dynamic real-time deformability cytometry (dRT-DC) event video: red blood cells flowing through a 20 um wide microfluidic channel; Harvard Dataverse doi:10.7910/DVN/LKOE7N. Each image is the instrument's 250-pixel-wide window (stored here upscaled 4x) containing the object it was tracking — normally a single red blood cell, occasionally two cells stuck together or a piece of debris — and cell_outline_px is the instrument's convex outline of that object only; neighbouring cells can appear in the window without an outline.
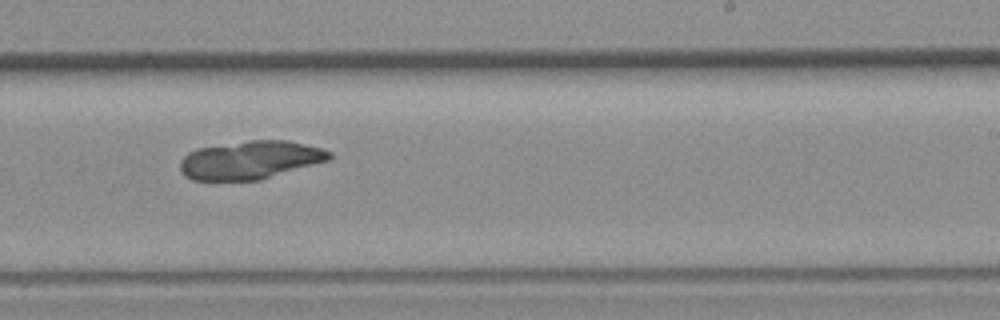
{"species": "common noctule bat (a hibernating species)", "species_latin": "Nyctalus noctula", "temperature_condition": "room temperature", "stored_images_in_passage": 34, "camera_frame_rate_fps": 3000, "um_per_image_px": 0.085, "animal": {"sex": "female", "body_mass_g": 19.3, "forearm_length_mm": 54.1}, "frame": {"image": 1, "passage_image": 17, "time_ms": 5.333, "image_size_px": [1000, 320], "cell_outline_px": [[332, 156], [328, 160], [260, 180], [192, 180], [184, 176], [180, 172], [180, 160], [188, 152], [196, 148], [248, 140], [288, 140], [324, 148], [332, 152]], "centroid_in_image_um": [21.25, 13.59], "position_along_channel_um": 267.7, "area_um2": 33.47}}
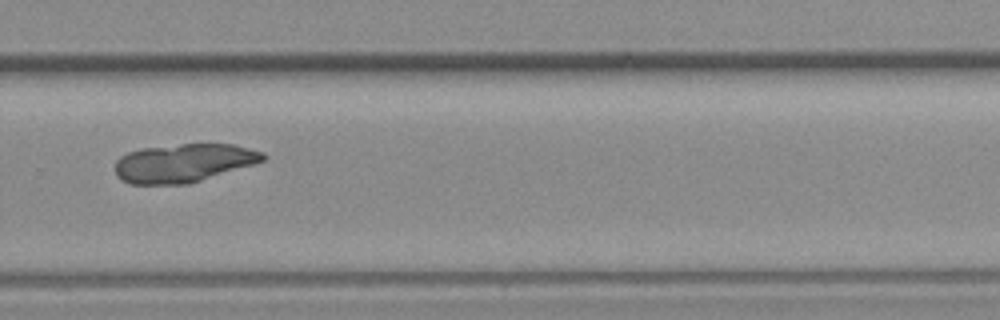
{"frame": {"image": 2, "passage_image": 20, "time_ms": 6.333, "image_size_px": [1000, 320], "cell_outline_px": [[268, 156], [264, 160], [252, 164], [188, 184], [132, 184], [120, 180], [116, 176], [116, 160], [120, 156], [128, 152], [140, 148], [180, 144], [236, 144], [264, 152]], "centroid_in_image_um": [15.59, 13.84], "position_along_channel_um": 314.2, "area_um2": 33.12}}
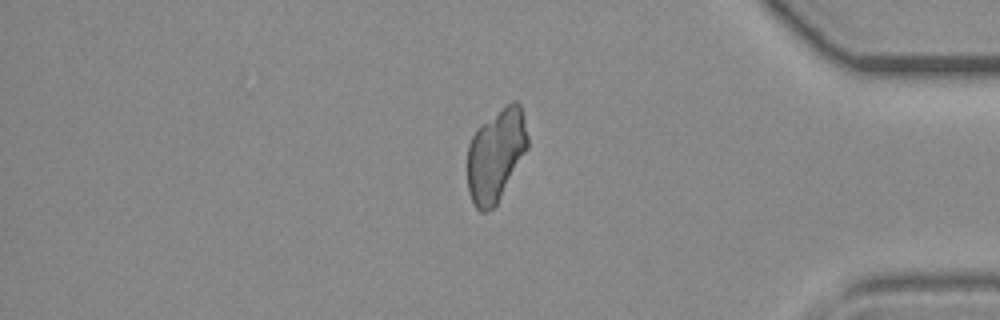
{"frame": {"image": 3, "passage_image": 27, "time_ms": 8.667, "image_size_px": [1000, 320], "cell_outline_px": [[528, 148], [496, 204], [492, 208], [484, 212], [480, 212], [476, 208], [468, 192], [468, 144], [476, 128], [480, 124], [512, 100], [516, 100], [520, 104], [524, 116], [528, 136]], "centroid_in_image_um": [42.15, 13.14], "position_along_channel_um": 393.1, "area_um2": 32.48}}